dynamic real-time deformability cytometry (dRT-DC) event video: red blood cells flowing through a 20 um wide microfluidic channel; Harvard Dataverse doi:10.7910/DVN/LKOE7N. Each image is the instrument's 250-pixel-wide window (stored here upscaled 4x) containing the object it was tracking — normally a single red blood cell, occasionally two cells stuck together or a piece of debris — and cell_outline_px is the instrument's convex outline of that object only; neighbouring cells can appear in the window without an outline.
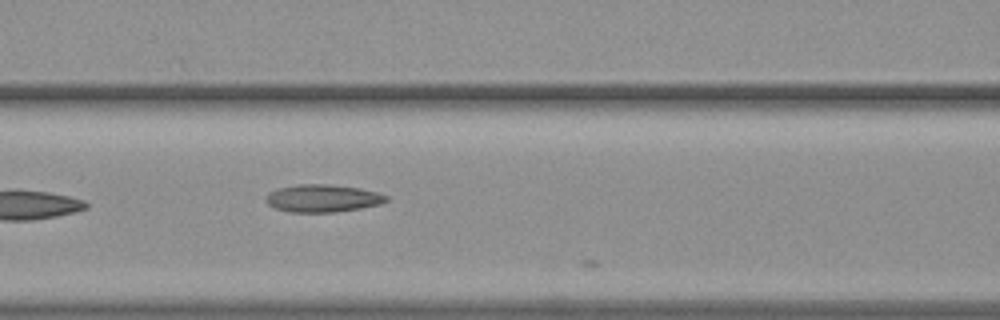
{"species": "common noctule bat (a hibernating species)", "species_latin": "Nyctalus noctula", "temperature_condition": "warm", "stored_images_in_passage": 28, "camera_frame_rate_fps": 3000, "um_per_image_px": 0.085, "animal": {"sex": "female", "body_mass_g": 19.3, "forearm_length_mm": 54.1}, "frame": {"image": 1, "passage_image": 14, "time_ms": 4.333, "image_size_px": [1000, 320], "cell_outline_px": [[388, 200], [380, 204], [360, 208], [332, 212], [288, 212], [276, 208], [268, 204], [264, 200], [264, 196], [268, 192], [276, 188], [300, 184], [324, 184], [360, 188], [376, 192], [388, 196]], "centroid_in_image_um": [27.37, 16.85], "position_along_channel_um": 139.2, "area_um2": 19.36}}